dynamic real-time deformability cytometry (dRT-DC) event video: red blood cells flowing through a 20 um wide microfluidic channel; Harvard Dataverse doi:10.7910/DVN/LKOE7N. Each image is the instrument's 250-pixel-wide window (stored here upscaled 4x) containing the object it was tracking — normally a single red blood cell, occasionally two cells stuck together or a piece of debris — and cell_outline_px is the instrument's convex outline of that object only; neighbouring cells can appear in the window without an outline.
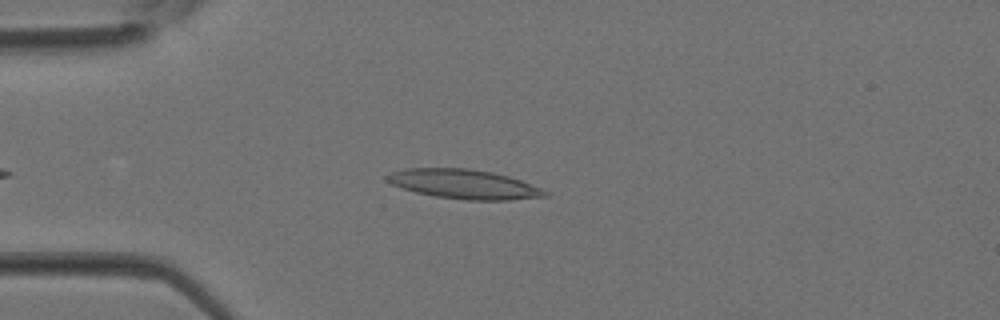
{"species": "Egyptian fruit bat (a non-hibernating species)", "species_latin": "Rousettus aegyptiacus", "temperature_condition": "room temperature", "stored_images_in_passage": 33, "camera_frame_rate_fps": 3000, "um_per_image_px": 0.085, "animal": {"sex": "female"}, "frame": {"image": 1, "passage_image": 8, "time_ms": 2.333, "image_size_px": [1000, 320], "cell_outline_px": [[548, 196], [508, 200], [464, 200], [436, 196], [416, 192], [392, 184], [384, 180], [384, 176], [392, 172], [404, 168], [468, 168], [492, 172], [508, 176], [520, 180], [540, 188], [548, 192]], "centroid_in_image_um": [39.41, 15.65], "position_along_channel_um": 45.6, "area_um2": 26.93}}
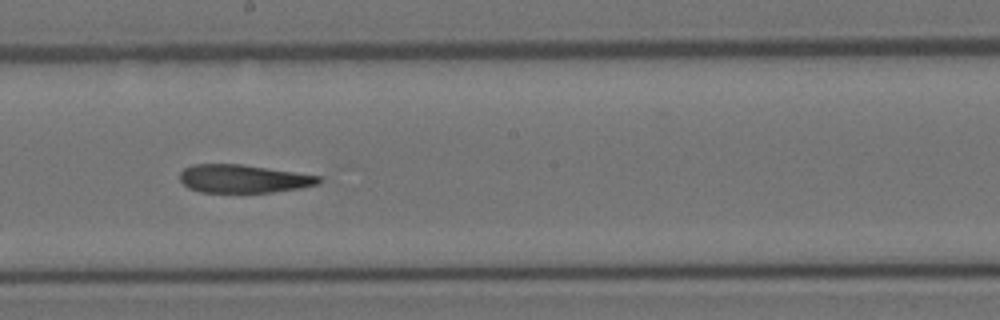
{"frame": {"image": 2, "passage_image": 19, "time_ms": 6.0, "image_size_px": [1000, 320], "cell_outline_px": [[324, 180], [316, 184], [300, 188], [272, 192], [200, 192], [188, 188], [180, 180], [180, 172], [184, 168], [192, 164], [240, 164], [320, 176]], "centroid_in_image_um": [20.65, 15.19], "position_along_channel_um": 227.5, "area_um2": 22.66}}
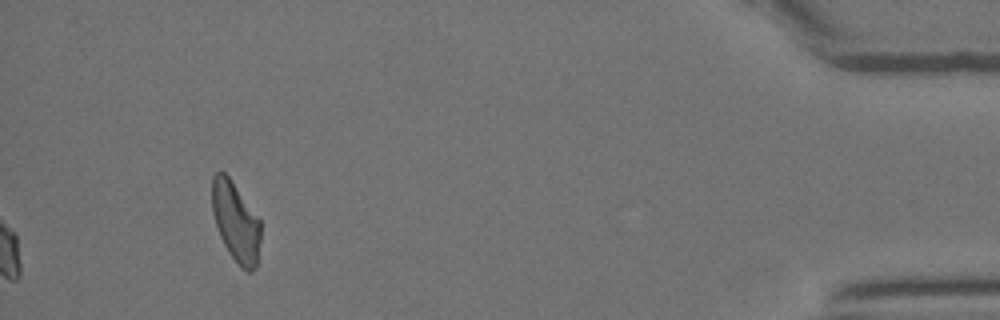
{"frame": {"image": 3, "passage_image": 33, "time_ms": 10.667, "image_size_px": [1000, 320], "cell_outline_px": [[260, 240], [256, 268], [252, 272], [248, 272], [240, 268], [228, 252], [216, 228], [212, 212], [212, 176], [216, 172], [224, 172], [228, 176], [260, 220]], "centroid_in_image_um": [20.02, 18.9], "position_along_channel_um": 415.2, "area_um2": 22.54}}